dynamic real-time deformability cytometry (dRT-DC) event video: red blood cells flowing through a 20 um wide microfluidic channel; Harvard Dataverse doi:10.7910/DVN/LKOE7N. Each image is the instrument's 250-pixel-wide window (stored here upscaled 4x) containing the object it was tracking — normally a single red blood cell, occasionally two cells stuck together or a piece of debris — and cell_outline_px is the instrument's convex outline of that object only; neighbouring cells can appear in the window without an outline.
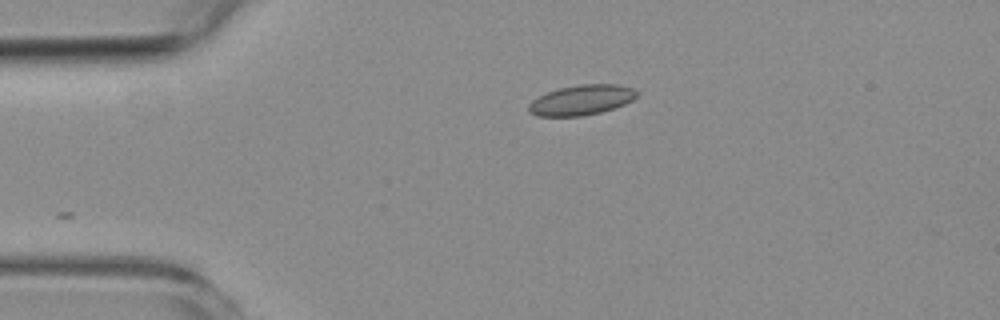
{"species": "common noctule bat (a hibernating species)", "species_latin": "Nyctalus noctula", "temperature_condition": "room temperature", "stored_images_in_passage": 4, "camera_frame_rate_fps": 3000, "um_per_image_px": 0.085, "animal": {"sex": "female", "body_mass_g": 19.3, "forearm_length_mm": 54.1}, "frame": {"image": 1, "passage_image": 4, "time_ms": 3.333, "image_size_px": [1000, 320], "cell_outline_px": [[640, 92], [632, 100], [624, 104], [600, 112], [584, 116], [536, 116], [528, 112], [528, 104], [532, 100], [548, 92], [560, 88], [580, 84], [616, 84], [632, 88]], "centroid_in_image_um": [49.41, 8.5], "position_along_channel_um": 35.6, "area_um2": 18.9}}